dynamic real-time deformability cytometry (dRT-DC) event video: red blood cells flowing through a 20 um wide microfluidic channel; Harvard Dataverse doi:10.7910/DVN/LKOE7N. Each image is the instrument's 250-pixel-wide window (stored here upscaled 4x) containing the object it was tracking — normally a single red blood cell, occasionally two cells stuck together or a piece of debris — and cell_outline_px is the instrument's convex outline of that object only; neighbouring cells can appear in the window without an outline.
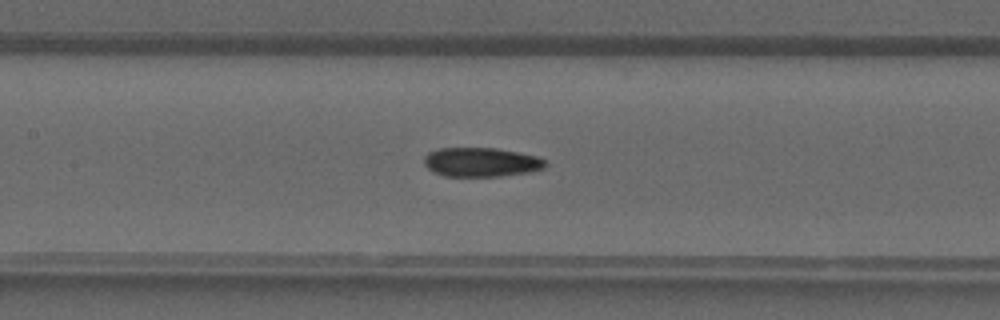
{"species": "common noctule bat (a hibernating species)", "species_latin": "Nyctalus noctula", "temperature_condition": "warm", "stored_images_in_passage": 29, "camera_frame_rate_fps": 3000, "um_per_image_px": 0.085, "animal": {"sex": "male", "forearm_length_mm": 52.5}, "frame": {"image": 1, "passage_image": 11, "time_ms": 3.333, "image_size_px": [1000, 320], "cell_outline_px": [[548, 164], [544, 168], [528, 172], [500, 176], [444, 176], [428, 168], [424, 164], [424, 156], [428, 152], [440, 148], [496, 148], [536, 156], [544, 160]], "centroid_in_image_um": [40.88, 13.78], "position_along_channel_um": 166.5, "area_um2": 20.46}}
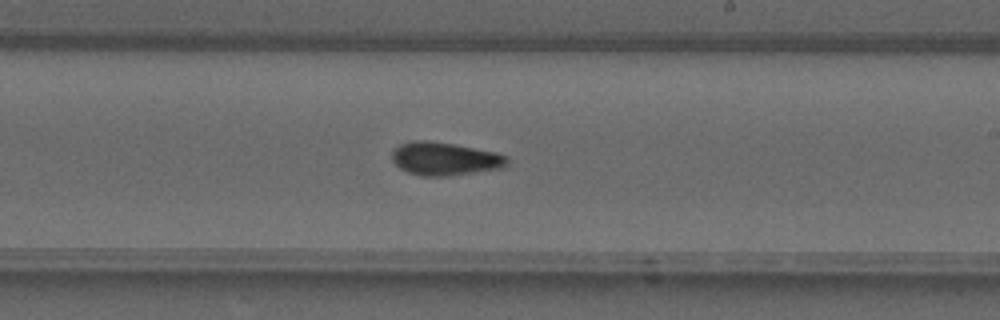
{"frame": {"image": 2, "passage_image": 16, "time_ms": 5.0, "image_size_px": [1000, 320], "cell_outline_px": [[508, 164], [504, 168], [444, 176], [420, 176], [408, 172], [400, 168], [392, 160], [392, 152], [400, 144], [412, 140], [428, 140], [456, 144], [496, 152], [508, 156]], "centroid_in_image_um": [37.83, 13.48], "position_along_channel_um": 251.2, "area_um2": 22.37}}
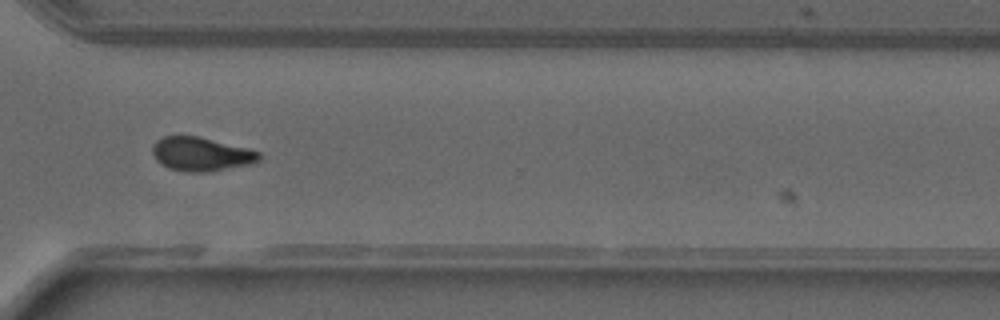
{"frame": {"image": 3, "passage_image": 22, "time_ms": 7.0, "image_size_px": [1000, 320], "cell_outline_px": [[260, 160], [248, 164], [208, 172], [184, 172], [168, 168], [156, 160], [152, 152], [152, 148], [156, 140], [164, 136], [196, 136], [248, 148], [260, 152]], "centroid_in_image_um": [17.07, 13.1], "position_along_channel_um": 353.5, "area_um2": 20.87}}